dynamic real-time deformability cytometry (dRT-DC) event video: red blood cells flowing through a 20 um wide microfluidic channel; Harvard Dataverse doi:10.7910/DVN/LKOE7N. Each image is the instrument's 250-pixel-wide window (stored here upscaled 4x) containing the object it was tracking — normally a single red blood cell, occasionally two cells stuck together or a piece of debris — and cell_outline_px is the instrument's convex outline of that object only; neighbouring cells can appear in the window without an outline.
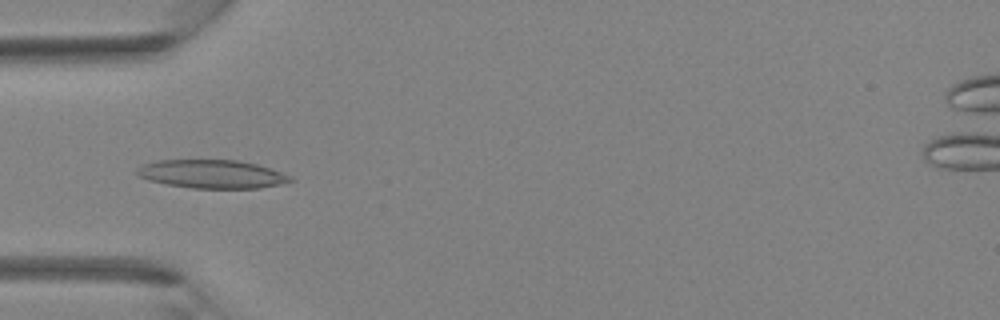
{"species": "Egyptian fruit bat (a non-hibernating species)", "species_latin": "Rousettus aegyptiacus", "temperature_condition": "room temperature", "stored_images_in_passage": 33, "camera_frame_rate_fps": 3000, "um_per_image_px": 0.085, "animal": {"sex": "female"}, "frame": {"image": 1, "passage_image": 6, "time_ms": 1.667, "image_size_px": [1000, 320], "cell_outline_px": [[296, 180], [280, 184], [260, 188], [192, 188], [168, 184], [148, 180], [140, 176], [136, 172], [136, 168], [144, 164], [160, 160], [236, 160], [256, 164], [292, 176]], "centroid_in_image_um": [18.03, 14.8], "position_along_channel_um": 67.0, "area_um2": 25.2}}
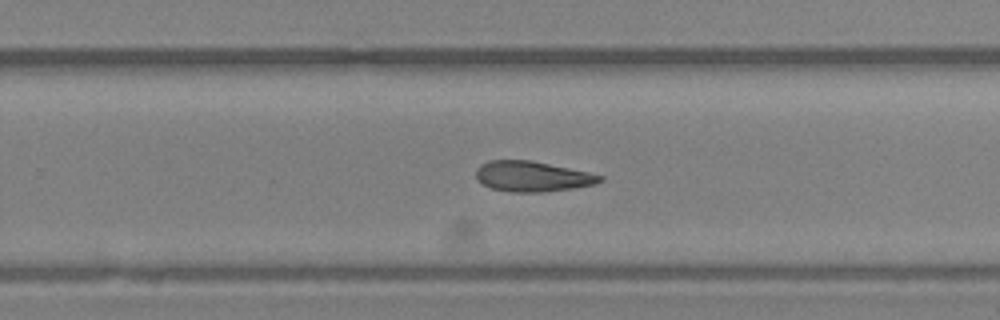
{"frame": {"image": 2, "passage_image": 19, "time_ms": 6.0, "image_size_px": [1000, 320], "cell_outline_px": [[604, 180], [596, 184], [572, 188], [544, 192], [512, 192], [492, 188], [476, 180], [476, 168], [480, 164], [488, 160], [532, 160], [588, 172], [604, 176]], "centroid_in_image_um": [45.24, 14.99], "position_along_channel_um": 284.6, "area_um2": 22.02}}
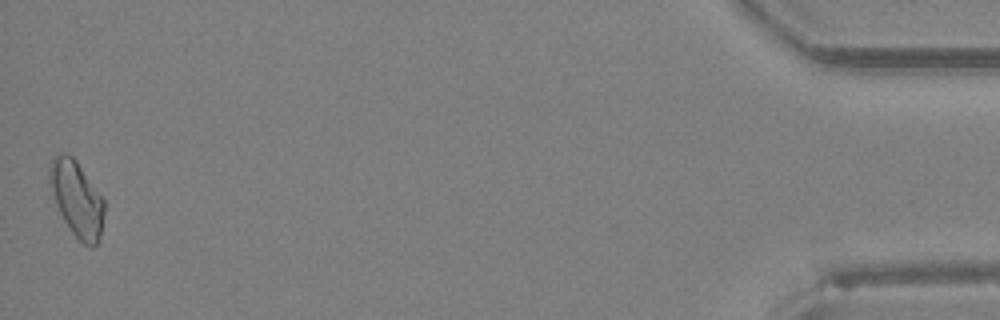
{"frame": {"image": 3, "passage_image": 33, "time_ms": 10.667, "image_size_px": [1000, 320], "cell_outline_px": [[104, 212], [100, 240], [92, 248], [84, 244], [72, 232], [64, 220], [52, 200], [48, 184], [48, 168], [52, 160], [56, 156], [64, 152], [68, 152], [76, 160], [104, 200]], "centroid_in_image_um": [6.49, 16.89], "position_along_channel_um": 428.7, "area_um2": 24.28}}